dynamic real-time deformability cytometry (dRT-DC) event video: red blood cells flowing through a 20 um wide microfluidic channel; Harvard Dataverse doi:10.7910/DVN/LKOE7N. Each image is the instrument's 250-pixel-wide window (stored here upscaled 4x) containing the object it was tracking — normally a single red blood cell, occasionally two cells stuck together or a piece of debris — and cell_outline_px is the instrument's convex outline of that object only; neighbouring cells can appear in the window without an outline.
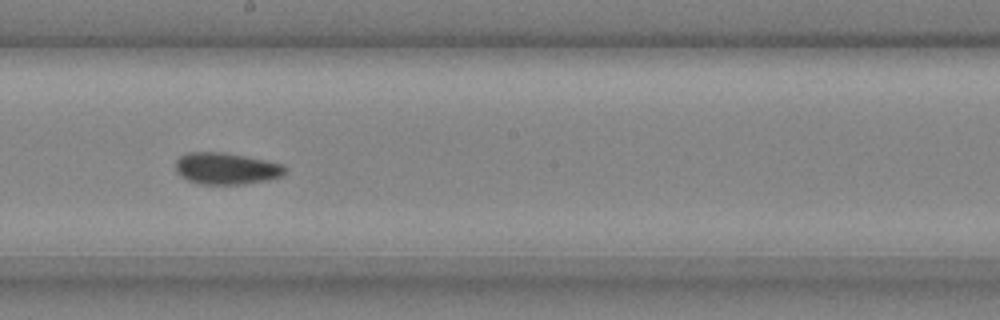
{"species": "common noctule bat (a hibernating species)", "species_latin": "Nyctalus noctula", "temperature_condition": "cold", "stored_images_in_passage": 41, "camera_frame_rate_fps": 3000, "um_per_image_px": 0.085, "animal": {"sex": "male", "body_mass_g": 20.4}, "frame": {"image": 1, "passage_image": 24, "time_ms": 7.667, "image_size_px": [1000, 320], "cell_outline_px": [[288, 168], [284, 176], [244, 184], [204, 184], [188, 180], [180, 176], [176, 172], [176, 160], [180, 156], [188, 152], [224, 152], [284, 164]], "centroid_in_image_um": [19.25, 14.32], "position_along_channel_um": 229.0, "area_um2": 20.23}}